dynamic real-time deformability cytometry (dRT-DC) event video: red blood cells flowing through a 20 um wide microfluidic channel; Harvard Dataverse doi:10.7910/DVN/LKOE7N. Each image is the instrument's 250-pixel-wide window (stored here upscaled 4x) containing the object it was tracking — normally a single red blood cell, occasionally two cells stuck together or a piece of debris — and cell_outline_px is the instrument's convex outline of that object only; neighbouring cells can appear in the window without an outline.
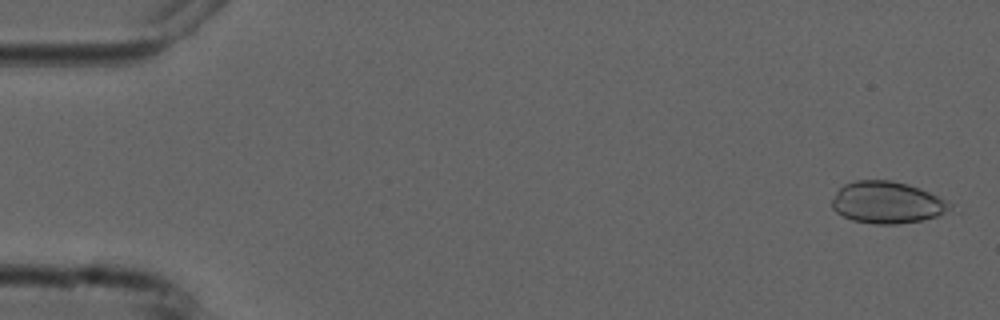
{"species": "common noctule bat (a hibernating species)", "species_latin": "Nyctalus noctula", "temperature_condition": "cold", "stored_images_in_passage": 5, "camera_frame_rate_fps": 3000, "um_per_image_px": 0.085, "animal": {"sex": "male", "forearm_length_mm": 52.5}, "frame": {"image": 1, "passage_image": 1, "time_ms": 0.0, "image_size_px": [1000, 320], "cell_outline_px": [[952, 208], [936, 216], [920, 220], [896, 224], [876, 224], [852, 220], [836, 212], [832, 208], [832, 200], [836, 192], [844, 184], [856, 180], [892, 180], [908, 184], [920, 188], [952, 204]], "centroid_in_image_um": [75.36, 17.2], "position_along_channel_um": 9.6, "area_um2": 28.5}}
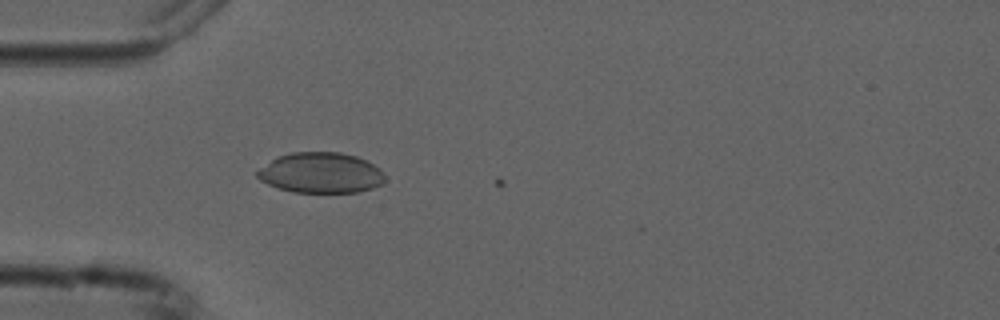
{"frame": {"image": 2, "passage_image": 5, "time_ms": 4.667, "image_size_px": [1000, 320], "cell_outline_px": [[384, 180], [380, 184], [372, 188], [356, 192], [292, 192], [268, 184], [260, 180], [256, 176], [256, 172], [260, 168], [276, 156], [292, 152], [340, 152], [356, 156], [380, 168], [384, 172]], "centroid_in_image_um": [27.25, 14.68], "position_along_channel_um": 57.8, "area_um2": 30.06}}